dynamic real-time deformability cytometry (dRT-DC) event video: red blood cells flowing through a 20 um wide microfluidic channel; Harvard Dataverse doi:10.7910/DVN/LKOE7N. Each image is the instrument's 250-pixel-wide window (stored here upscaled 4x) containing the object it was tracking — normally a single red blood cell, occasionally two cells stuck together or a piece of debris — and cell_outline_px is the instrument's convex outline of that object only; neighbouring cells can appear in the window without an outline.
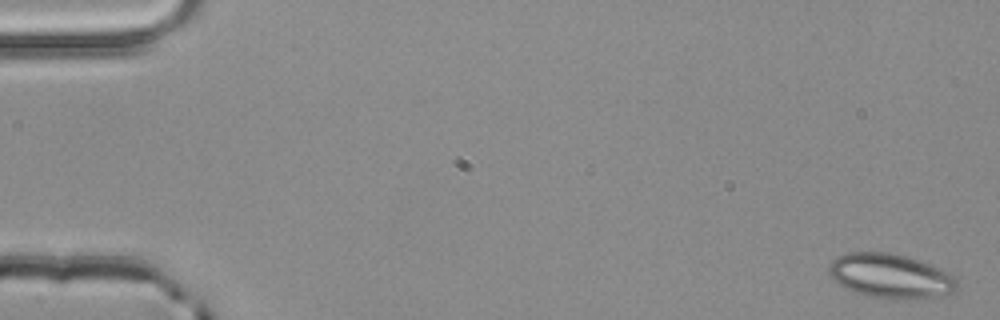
{"species": "common noctule bat (a hibernating species)", "species_latin": "Nyctalus noctula", "temperature_condition": "room temperature", "stored_images_in_passage": 4, "camera_frame_rate_fps": 3000, "um_per_image_px": 0.085, "animal": {"sex": "male", "body_mass_g": 20.4}, "frame": {"image": 1, "passage_image": 1, "time_ms": 0.0, "image_size_px": [1000, 320], "cell_outline_px": [[956, 292], [916, 300], [888, 300], [868, 296], [852, 292], [844, 288], [832, 280], [828, 272], [828, 268], [832, 260], [836, 256], [848, 252], [888, 252], [908, 256], [928, 264], [956, 276]], "centroid_in_image_um": [75.65, 23.48], "position_along_channel_um": 9.4, "area_um2": 33.81}}